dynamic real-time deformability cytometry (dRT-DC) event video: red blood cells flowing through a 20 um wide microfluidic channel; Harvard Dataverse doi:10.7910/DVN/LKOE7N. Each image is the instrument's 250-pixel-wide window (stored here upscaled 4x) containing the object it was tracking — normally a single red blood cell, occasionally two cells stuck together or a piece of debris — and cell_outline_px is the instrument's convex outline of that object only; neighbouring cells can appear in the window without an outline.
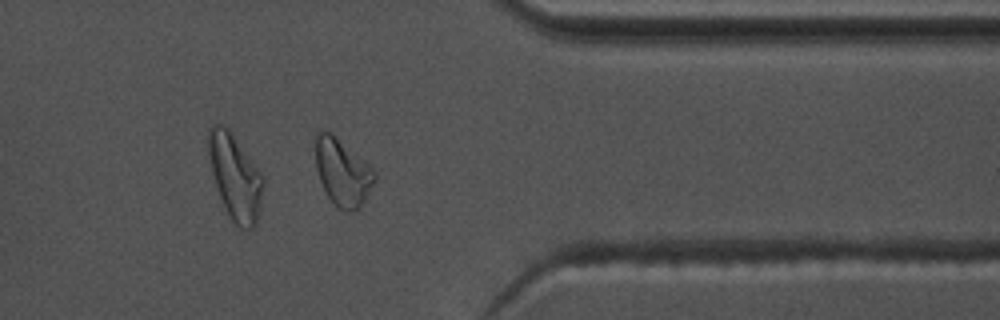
{"species": "common noctule bat (a hibernating species)", "species_latin": "Nyctalus noctula", "temperature_condition": "warm", "stored_images_in_passage": 39, "camera_frame_rate_fps": 3000, "um_per_image_px": 0.085, "animal": {"sex": "male", "body_mass_g": 17.5, "forearm_length_mm": 52.3}, "frame": {"image": 1, "passage_image": 28, "time_ms": 9.0, "image_size_px": [1000, 320], "cell_outline_px": [[376, 180], [360, 208], [356, 212], [344, 212], [336, 208], [328, 196], [320, 180], [316, 168], [316, 132], [332, 132], [368, 164], [376, 172]], "centroid_in_image_um": [29.13, 14.69], "position_along_channel_um": 382.3, "area_um2": 23.12}}
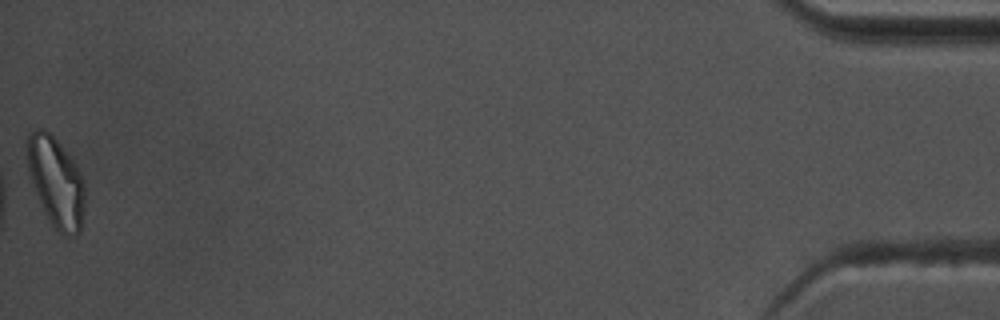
{"frame": {"image": 2, "passage_image": 39, "time_ms": 12.667, "image_size_px": [1000, 320], "cell_outline_px": [[84, 212], [80, 232], [72, 236], [64, 236], [48, 220], [28, 176], [28, 132], [36, 128], [44, 128], [60, 144], [72, 160], [80, 172], [84, 180]], "centroid_in_image_um": [4.76, 15.49], "position_along_channel_um": 430.4, "area_um2": 30.06}, "authors_computed_cell_mechanics": {"area_um2": 19.5364, "velocity_mm_per_s": 3.6919, "shape_relaxation_time_tau1_ms": 5.7247, "shape_relaxation_time_tau2_ms": 4.3082, "deformation_change_tau1": 0.2034, "deformation_change_tau2": 0.0959}}